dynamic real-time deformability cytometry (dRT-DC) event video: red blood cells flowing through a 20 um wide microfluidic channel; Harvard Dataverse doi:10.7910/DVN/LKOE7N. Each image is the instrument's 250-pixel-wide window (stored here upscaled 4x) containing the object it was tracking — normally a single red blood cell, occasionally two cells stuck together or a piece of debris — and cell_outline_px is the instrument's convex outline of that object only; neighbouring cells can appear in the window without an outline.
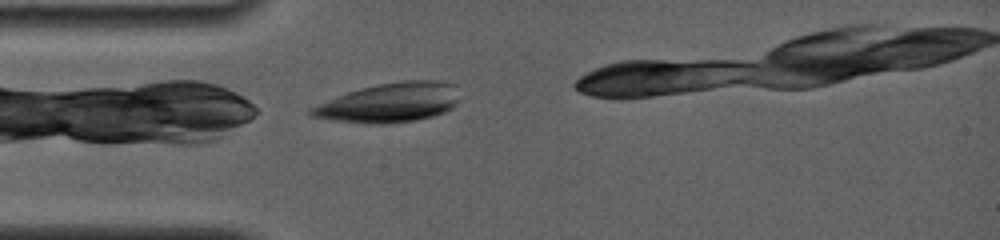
{"species": "common noctule bat (a hibernating species)", "species_latin": "Nyctalus noctula", "temperature_condition": "room temperature", "stored_images_in_passage": 14, "camera_frame_rate_fps": 4000, "um_per_image_px": 0.085, "animal": {"sex": "female", "body_mass_g": 19.0, "forearm_length_mm": 56.7}, "frame": {"image": 1, "passage_image": 1, "time_ms": 0.0, "image_size_px": [1000, 240], "cell_outline_px": [[456, 104], [452, 108], [444, 112], [432, 116], [416, 120], [384, 124], [368, 124], [332, 120], [312, 116], [308, 112], [308, 108], [336, 96], [360, 88], [380, 84], [404, 80], [436, 80], [452, 84], [456, 100]], "centroid_in_image_um": [33.05, 8.74], "position_along_channel_um": 52.0, "area_um2": 33.7}}
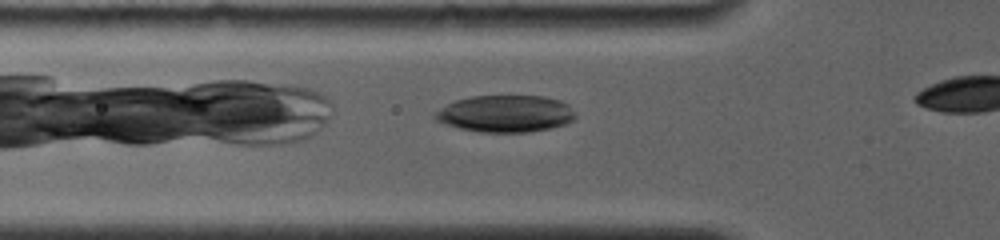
{"frame": {"image": 2, "passage_image": 6, "time_ms": 1.0, "image_size_px": [1000, 240], "cell_outline_px": [[576, 116], [568, 124], [552, 128], [528, 132], [480, 132], [460, 128], [436, 120], [432, 116], [432, 112], [456, 100], [472, 96], [544, 96], [560, 100], [568, 104]], "centroid_in_image_um": [42.98, 9.66], "position_along_channel_um": 82.8, "area_um2": 30.29}}
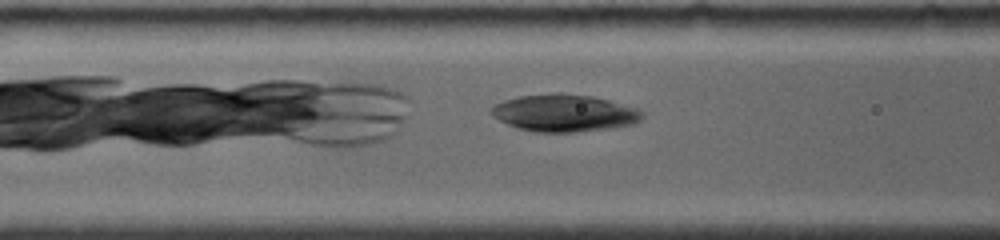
{"frame": {"image": 3, "passage_image": 11, "time_ms": 2.0, "image_size_px": [1000, 240], "cell_outline_px": [[644, 116], [640, 120], [632, 124], [576, 132], [532, 132], [516, 128], [492, 116], [488, 112], [496, 104], [504, 100], [520, 96], [552, 92], [560, 92], [592, 96], [608, 100], [636, 108], [644, 112]], "centroid_in_image_um": [47.92, 9.59], "position_along_channel_um": 118.7, "area_um2": 32.71}}